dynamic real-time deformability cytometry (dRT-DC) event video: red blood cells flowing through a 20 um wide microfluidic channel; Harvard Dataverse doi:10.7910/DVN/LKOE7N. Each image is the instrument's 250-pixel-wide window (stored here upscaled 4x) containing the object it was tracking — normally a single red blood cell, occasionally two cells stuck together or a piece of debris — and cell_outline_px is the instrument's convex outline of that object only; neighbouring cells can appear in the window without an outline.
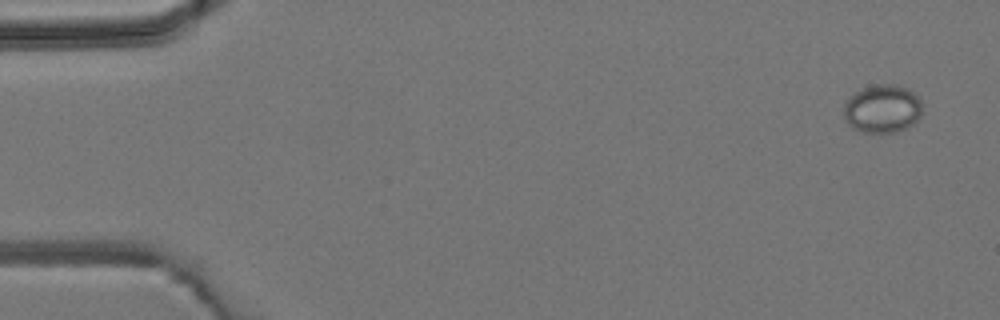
{"species": "common noctule bat (a hibernating species)", "species_latin": "Nyctalus noctula", "temperature_condition": "room temperature", "stored_images_in_passage": 5, "camera_frame_rate_fps": 3000, "um_per_image_px": 0.085, "animal": {"sex": "male", "body_mass_g": 19.2, "forearm_length_mm": 51.8}, "frame": {"image": 1, "passage_image": 1, "time_ms": 0.0, "image_size_px": [1000, 320], "cell_outline_px": [[920, 116], [908, 128], [896, 132], [880, 136], [860, 132], [852, 128], [844, 120], [844, 100], [856, 92], [864, 88], [876, 84], [896, 84], [908, 88], [920, 100]], "centroid_in_image_um": [74.96, 9.3], "position_along_channel_um": 10.0, "area_um2": 22.66}}
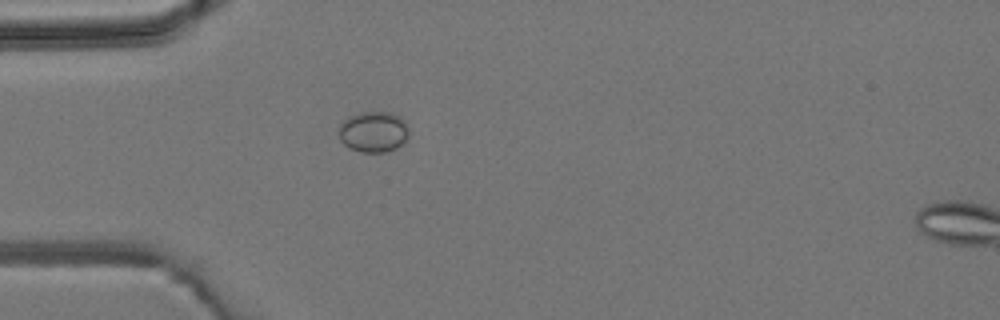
{"frame": {"image": 2, "passage_image": 4, "time_ms": 4.0, "image_size_px": [1000, 320], "cell_outline_px": [[408, 136], [396, 148], [388, 152], [360, 152], [344, 144], [340, 140], [340, 124], [348, 116], [360, 112], [392, 112], [400, 116], [404, 120], [408, 128]], "centroid_in_image_um": [31.75, 11.19], "position_along_channel_um": 53.2, "area_um2": 16.65}}